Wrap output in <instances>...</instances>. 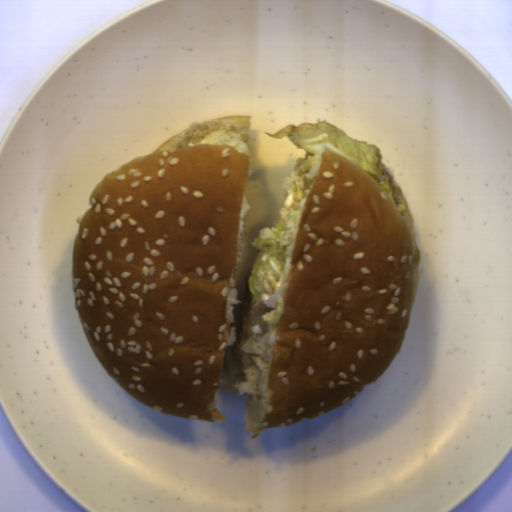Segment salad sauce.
<instances>
[{"label":"salad sauce","instance_id":"1","mask_svg":"<svg viewBox=\"0 0 512 512\" xmlns=\"http://www.w3.org/2000/svg\"><path fill=\"white\" fill-rule=\"evenodd\" d=\"M201 143H230L237 150H241L249 154L248 143L242 141V136L226 128L209 131L201 140H199L198 144Z\"/></svg>","mask_w":512,"mask_h":512}]
</instances>
